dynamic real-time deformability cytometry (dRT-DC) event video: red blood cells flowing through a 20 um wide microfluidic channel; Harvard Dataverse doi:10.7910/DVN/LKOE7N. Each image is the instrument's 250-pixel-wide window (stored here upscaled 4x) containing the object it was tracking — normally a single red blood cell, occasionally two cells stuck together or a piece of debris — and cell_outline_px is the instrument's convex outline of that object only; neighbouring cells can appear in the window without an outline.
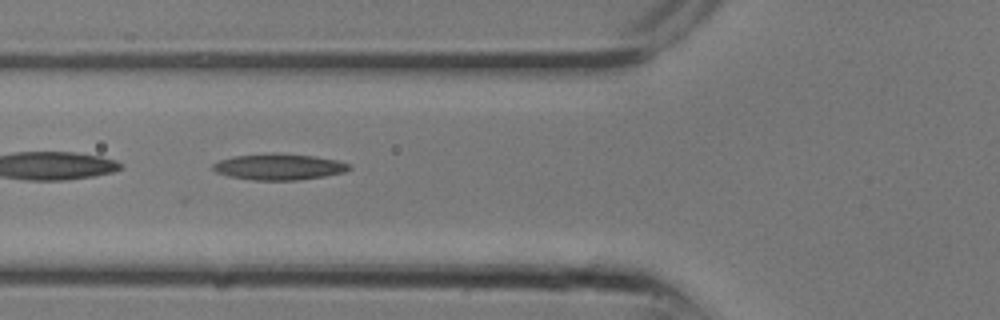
{"species": "common noctule bat (a hibernating species)", "species_latin": "Nyctalus noctula", "temperature_condition": "room temperature", "stored_images_in_passage": 13, "camera_frame_rate_fps": 3000, "um_per_image_px": 0.085, "animal": {"sex": "male", "body_mass_g": 13.3}, "frame": {"image": 1, "passage_image": 10, "time_ms": 3.0, "image_size_px": [1000, 320], "cell_outline_px": [[352, 168], [344, 172], [324, 176], [296, 180], [252, 180], [228, 176], [216, 172], [212, 168], [212, 164], [220, 160], [232, 156], [272, 152], [312, 156], [336, 160], [348, 164]], "centroid_in_image_um": [23.66, 14.17], "position_along_channel_um": 102.1, "area_um2": 20.75}}
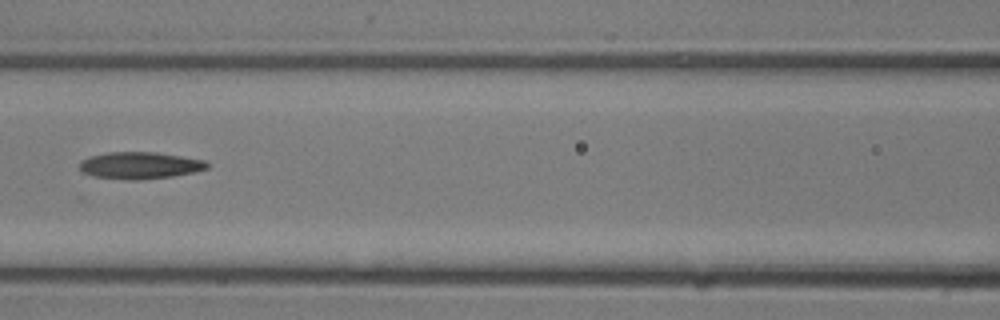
{"frame": {"image": 2, "passage_image": 12, "time_ms": 3.667, "image_size_px": [1000, 320], "cell_outline_px": [[208, 168], [196, 172], [172, 176], [140, 180], [128, 180], [96, 176], [80, 172], [80, 160], [88, 156], [108, 152], [156, 152], [204, 160], [208, 164]], "centroid_in_image_um": [11.86, 14.06], "position_along_channel_um": 154.7, "area_um2": 20.06}}